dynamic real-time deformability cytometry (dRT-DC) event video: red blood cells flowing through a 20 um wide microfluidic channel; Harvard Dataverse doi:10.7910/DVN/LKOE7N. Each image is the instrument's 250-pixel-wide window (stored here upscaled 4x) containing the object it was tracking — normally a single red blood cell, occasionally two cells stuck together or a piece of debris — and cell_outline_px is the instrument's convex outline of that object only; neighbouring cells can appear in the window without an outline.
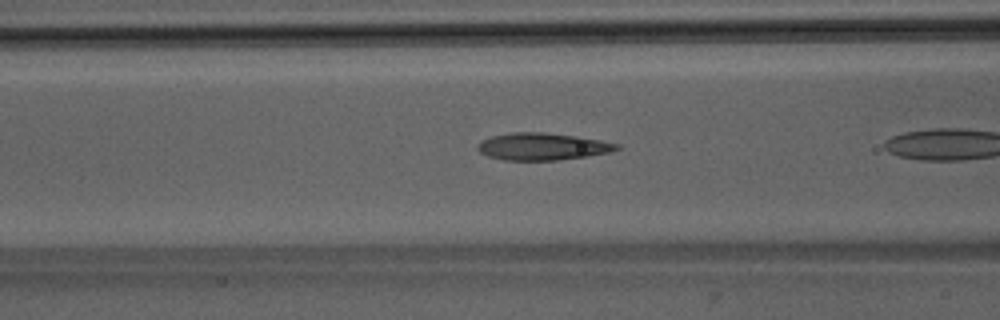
{"species": "Egyptian fruit bat (a non-hibernating species)", "species_latin": "Rousettus aegyptiacus", "temperature_condition": "room temperature", "stored_images_in_passage": 6, "camera_frame_rate_fps": 3000, "um_per_image_px": 0.085, "animal": {"sex": "male"}, "frame": {"image": 1, "passage_image": 5, "time_ms": 1.333, "image_size_px": [1000, 320], "cell_outline_px": [[620, 148], [612, 152], [588, 156], [556, 160], [504, 160], [488, 156], [480, 152], [476, 148], [480, 140], [492, 136], [512, 132], [544, 132], [576, 136], [600, 140], [620, 144]], "centroid_in_image_um": [46.1, 12.45], "position_along_channel_um": 120.5, "area_um2": 22.08}}